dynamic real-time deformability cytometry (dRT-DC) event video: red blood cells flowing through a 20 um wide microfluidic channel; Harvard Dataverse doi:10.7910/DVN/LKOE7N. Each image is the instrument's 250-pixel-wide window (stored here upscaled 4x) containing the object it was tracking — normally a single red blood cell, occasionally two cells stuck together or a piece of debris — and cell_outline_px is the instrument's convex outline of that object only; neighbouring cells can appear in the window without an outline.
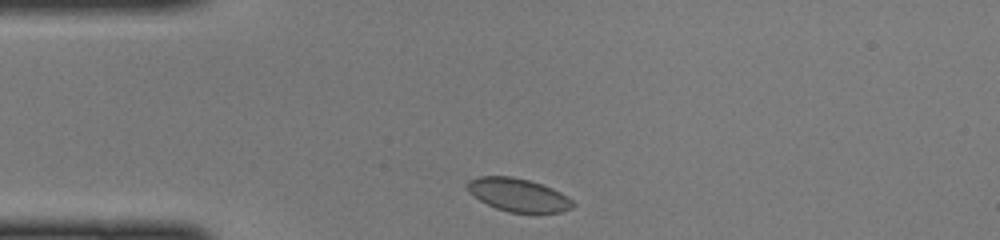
{"species": "common noctule bat (a hibernating species)", "species_latin": "Nyctalus noctula", "temperature_condition": "cold", "stored_images_in_passage": 29, "camera_frame_rate_fps": 3000, "um_per_image_px": 0.085, "animal": {"sex": "female", "body_mass_g": 22.0, "forearm_length_mm": 56.7}, "frame": {"image": 1, "passage_image": 1, "time_ms": 0.0, "image_size_px": [1000, 240], "cell_outline_px": [[576, 204], [572, 208], [560, 212], [508, 212], [496, 208], [480, 200], [468, 192], [464, 184], [468, 180], [480, 176], [512, 176], [528, 180], [552, 188], [568, 196]], "centroid_in_image_um": [44.02, 16.56], "position_along_channel_um": 41.0, "area_um2": 20.4}}
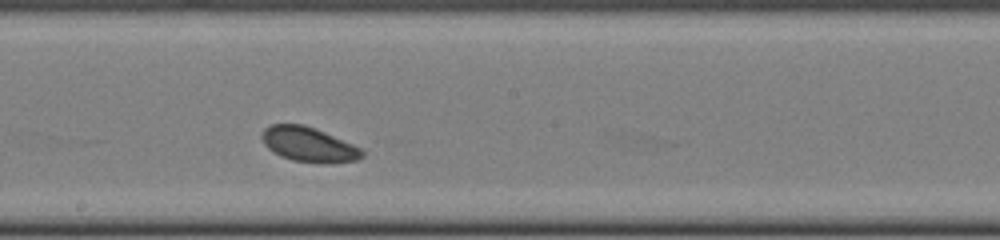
{"frame": {"image": 2, "passage_image": 16, "time_ms": 5.0, "image_size_px": [1000, 240], "cell_outline_px": [[364, 156], [356, 160], [292, 160], [280, 156], [272, 152], [264, 144], [260, 136], [260, 132], [264, 128], [272, 124], [304, 124], [316, 128], [352, 144], [360, 148], [364, 152]], "centroid_in_image_um": [26.13, 12.21], "position_along_channel_um": 222.1, "area_um2": 19.54}}
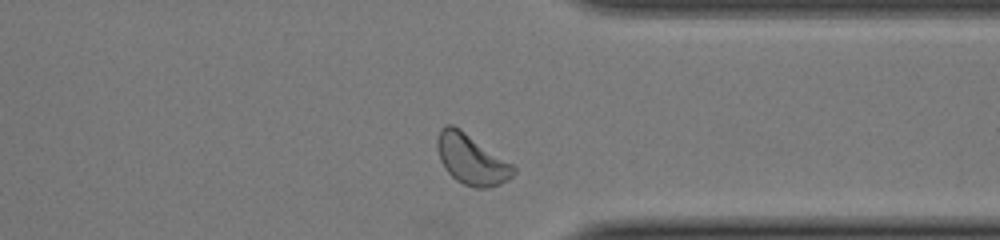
{"frame": {"image": 3, "passage_image": 27, "time_ms": 8.667, "image_size_px": [1000, 240], "cell_outline_px": [[516, 172], [512, 176], [500, 184], [488, 188], [472, 188], [456, 180], [444, 168], [440, 160], [436, 148], [436, 140], [440, 128], [444, 124], [452, 124], [460, 128], [512, 164], [516, 168]], "centroid_in_image_um": [40.04, 13.54], "position_along_channel_um": 371.4, "area_um2": 22.43}}